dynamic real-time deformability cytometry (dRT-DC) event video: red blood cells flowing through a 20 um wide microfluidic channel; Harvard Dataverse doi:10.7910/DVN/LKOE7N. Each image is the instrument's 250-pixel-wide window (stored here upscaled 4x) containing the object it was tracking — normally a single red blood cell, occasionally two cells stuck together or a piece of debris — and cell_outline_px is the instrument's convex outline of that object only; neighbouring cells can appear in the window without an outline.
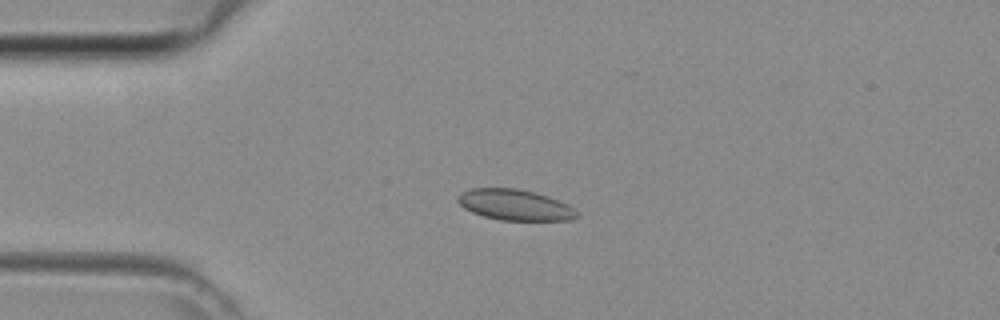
{"species": "common noctule bat (a hibernating species)", "species_latin": "Nyctalus noctula", "temperature_condition": "room temperature", "stored_images_in_passage": 39, "camera_frame_rate_fps": 3000, "um_per_image_px": 0.085, "animal": {"sex": "female", "body_mass_g": 29.2, "forearm_length_mm": 56.3}, "frame": {"image": 1, "passage_image": 6, "time_ms": 1.667, "image_size_px": [1000, 320], "cell_outline_px": [[580, 216], [572, 220], [500, 220], [484, 216], [472, 212], [464, 208], [456, 200], [456, 196], [460, 192], [472, 188], [516, 188], [548, 196], [568, 204]], "centroid_in_image_um": [43.74, 17.41], "position_along_channel_um": 41.3, "area_um2": 21.39}}
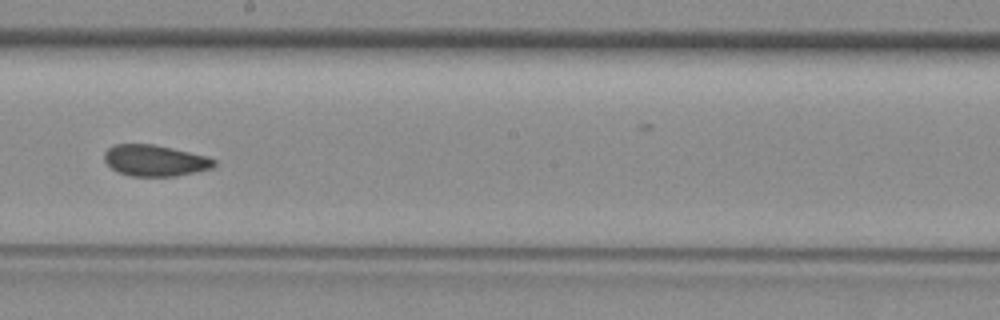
{"frame": {"image": 2, "passage_image": 20, "time_ms": 6.333, "image_size_px": [1000, 320], "cell_outline_px": [[216, 164], [212, 168], [196, 172], [176, 176], [132, 176], [116, 172], [104, 160], [104, 152], [112, 144], [152, 144], [172, 148], [208, 156], [216, 160]], "centroid_in_image_um": [13.17, 13.64], "position_along_channel_um": 235.0, "area_um2": 20.11}}
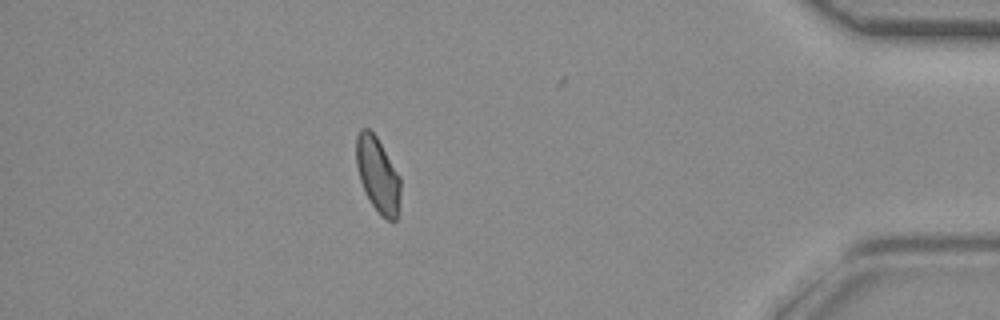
{"frame": {"image": 3, "passage_image": 34, "time_ms": 11.0, "image_size_px": [1000, 320], "cell_outline_px": [[400, 192], [396, 220], [388, 220], [380, 216], [372, 204], [360, 180], [356, 164], [356, 136], [360, 128], [368, 128], [376, 136], [400, 176]], "centroid_in_image_um": [32.1, 14.83], "position_along_channel_um": 403.1, "area_um2": 19.13}}